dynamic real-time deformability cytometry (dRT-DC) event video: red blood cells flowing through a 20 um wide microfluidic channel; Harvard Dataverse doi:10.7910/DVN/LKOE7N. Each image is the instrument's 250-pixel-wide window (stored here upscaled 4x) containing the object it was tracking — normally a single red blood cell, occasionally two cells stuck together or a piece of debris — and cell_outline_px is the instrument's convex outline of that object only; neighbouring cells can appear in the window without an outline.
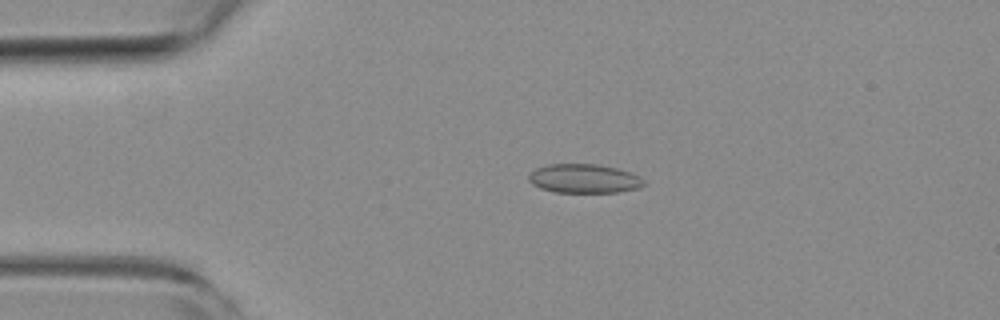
{"species": "common noctule bat (a hibernating species)", "species_latin": "Nyctalus noctula", "temperature_condition": "room temperature", "stored_images_in_passage": 54, "camera_frame_rate_fps": 3000, "um_per_image_px": 0.085, "animal": {"sex": "female", "body_mass_g": 19.3, "forearm_length_mm": 54.1}, "frame": {"image": 1, "passage_image": 12, "time_ms": 3.667, "image_size_px": [1000, 320], "cell_outline_px": [[644, 184], [640, 188], [616, 192], [556, 192], [540, 188], [532, 184], [528, 180], [528, 176], [536, 168], [548, 164], [600, 164], [616, 168], [628, 172], [644, 180]], "centroid_in_image_um": [49.61, 15.18], "position_along_channel_um": 35.4, "area_um2": 19.31}}
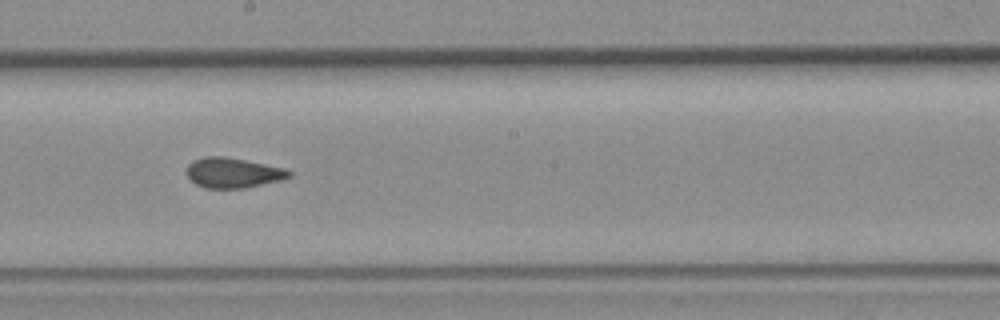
{"frame": {"image": 2, "passage_image": 30, "time_ms": 9.667, "image_size_px": [1000, 320], "cell_outline_px": [[292, 176], [280, 180], [244, 188], [204, 188], [196, 184], [188, 176], [188, 164], [192, 160], [204, 156], [224, 156], [284, 168], [292, 172]], "centroid_in_image_um": [19.79, 14.68], "position_along_channel_um": 228.4, "area_um2": 17.8}}
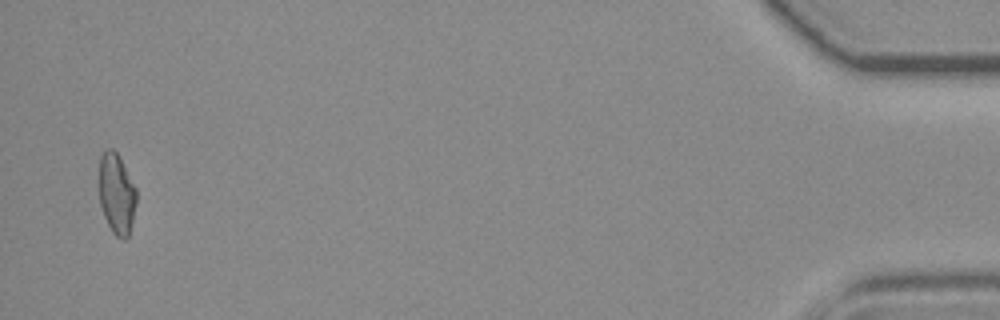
{"frame": {"image": 3, "passage_image": 53, "time_ms": 17.333, "image_size_px": [1000, 320], "cell_outline_px": [[136, 204], [128, 236], [124, 240], [120, 240], [112, 232], [104, 216], [100, 204], [100, 156], [108, 148], [112, 148], [116, 152], [136, 188]], "centroid_in_image_um": [9.91, 16.51], "position_along_channel_um": 425.3, "area_um2": 17.22}, "authors_computed_cell_mechanics": {"area_um2": 18.2937, "velocity_mm_per_s": 3.8076, "shape_relaxation_time_tau1_ms": null, "shape_relaxation_time_tau2_ms": 1.5668, "deformation_change_tau1": null, "deformation_change_tau2": 0.0752}}